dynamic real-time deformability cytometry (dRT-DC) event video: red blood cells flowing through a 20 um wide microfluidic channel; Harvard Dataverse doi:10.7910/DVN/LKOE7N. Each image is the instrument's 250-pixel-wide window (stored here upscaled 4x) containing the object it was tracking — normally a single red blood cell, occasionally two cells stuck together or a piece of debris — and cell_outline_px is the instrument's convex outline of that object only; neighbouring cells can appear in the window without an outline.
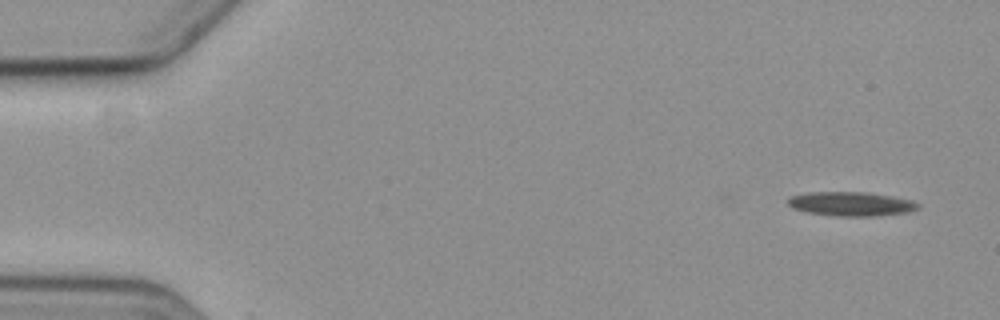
{"species": "common noctule bat (a hibernating species)", "species_latin": "Nyctalus noctula", "temperature_condition": "cold", "stored_images_in_passage": 5, "camera_frame_rate_fps": 3000, "um_per_image_px": 0.085, "animal": {"sex": "female", "body_mass_g": 19.3, "forearm_length_mm": 54.1}, "frame": {"image": 1, "passage_image": 1, "time_ms": 0.0, "image_size_px": [1000, 320], "cell_outline_px": [[920, 204], [916, 208], [908, 212], [872, 216], [836, 216], [808, 212], [796, 208], [788, 204], [788, 200], [792, 196], [808, 192], [868, 192], [892, 196], [912, 200]], "centroid_in_image_um": [72.37, 17.32], "position_along_channel_um": 12.6, "area_um2": 18.03}}
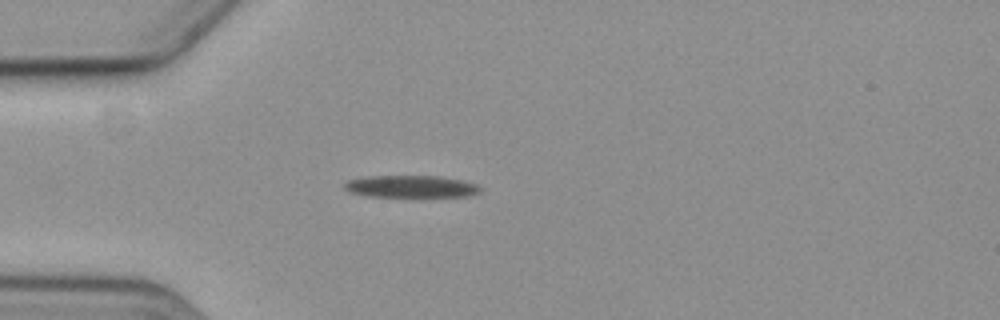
{"frame": {"image": 2, "passage_image": 4, "time_ms": 4.333, "image_size_px": [1000, 320], "cell_outline_px": [[480, 192], [464, 196], [372, 196], [352, 192], [344, 188], [344, 184], [348, 180], [368, 176], [440, 176], [460, 180], [476, 184], [480, 188]], "centroid_in_image_um": [34.92, 15.84], "position_along_channel_um": 50.1, "area_um2": 17.05}}